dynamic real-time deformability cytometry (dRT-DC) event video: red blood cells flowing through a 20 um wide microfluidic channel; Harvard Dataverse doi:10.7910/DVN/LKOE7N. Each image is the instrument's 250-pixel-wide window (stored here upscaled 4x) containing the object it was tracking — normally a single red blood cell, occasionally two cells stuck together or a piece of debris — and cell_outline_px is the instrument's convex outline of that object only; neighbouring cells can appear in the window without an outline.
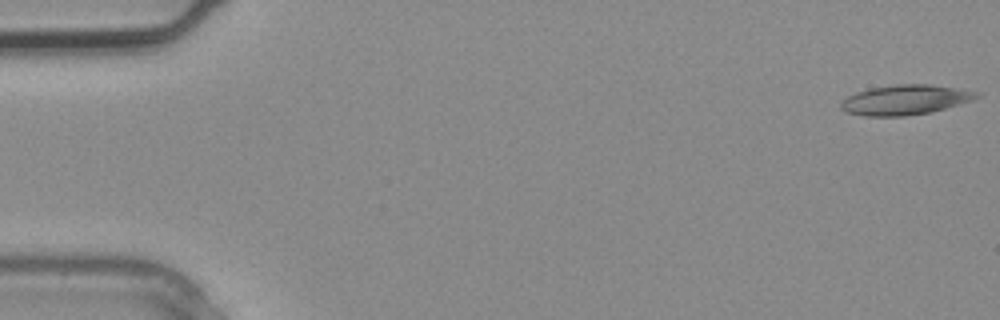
{"species": "common noctule bat (a hibernating species)", "species_latin": "Nyctalus noctula", "temperature_condition": "warm", "stored_images_in_passage": 4, "camera_frame_rate_fps": 3000, "um_per_image_px": 0.085, "animal": {"sex": "male", "body_mass_g": 20.4}, "frame": {"image": 1, "passage_image": 1, "time_ms": 0.0, "image_size_px": [1000, 320], "cell_outline_px": [[980, 96], [972, 100], [932, 112], [904, 116], [864, 116], [844, 112], [840, 108], [840, 100], [856, 92], [872, 88], [896, 84], [928, 84], [960, 88], [976, 92]], "centroid_in_image_um": [76.9, 8.49], "position_along_channel_um": 8.1, "area_um2": 23.7}}
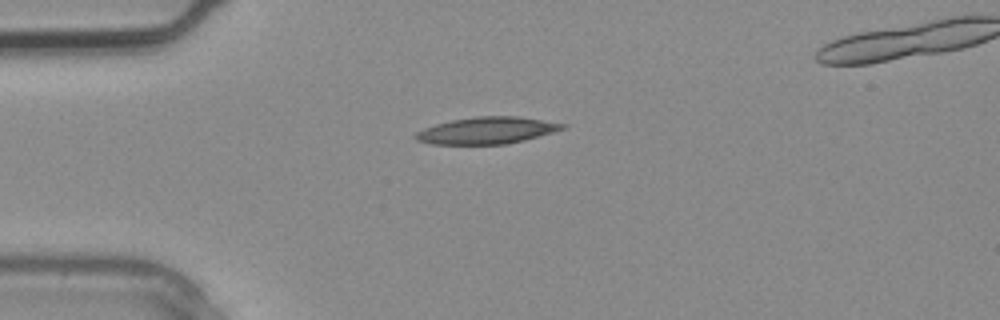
{"frame": {"image": 2, "passage_image": 3, "time_ms": 0.667, "image_size_px": [1000, 320], "cell_outline_px": [[568, 128], [524, 140], [508, 144], [432, 144], [416, 140], [412, 136], [416, 132], [424, 128], [436, 124], [452, 120], [476, 116], [516, 116], [568, 124]], "centroid_in_image_um": [41.39, 11.09], "position_along_channel_um": 43.6, "area_um2": 23.0}}